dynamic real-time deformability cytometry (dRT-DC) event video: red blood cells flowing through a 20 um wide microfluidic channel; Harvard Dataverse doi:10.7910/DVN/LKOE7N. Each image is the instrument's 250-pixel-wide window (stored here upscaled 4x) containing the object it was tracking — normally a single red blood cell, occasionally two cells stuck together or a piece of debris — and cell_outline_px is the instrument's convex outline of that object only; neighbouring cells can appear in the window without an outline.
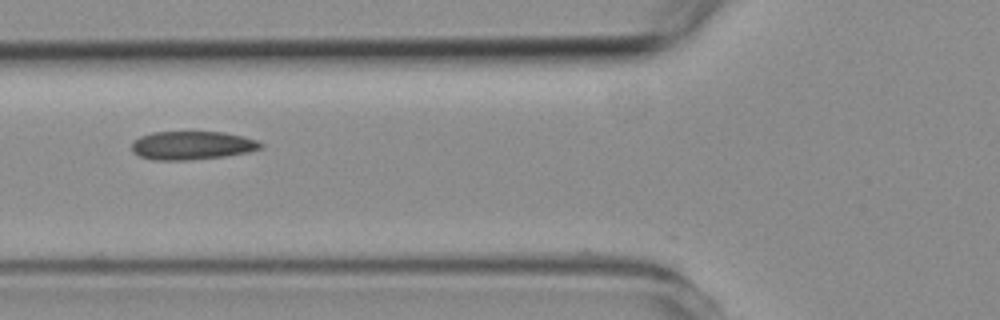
{"species": "common noctule bat (a hibernating species)", "species_latin": "Nyctalus noctula", "temperature_condition": "room temperature", "stored_images_in_passage": 8, "camera_frame_rate_fps": 3000, "um_per_image_px": 0.085, "animal": {"sex": "female", "body_mass_g": 19.3, "forearm_length_mm": 54.1}, "frame": {"image": 1, "passage_image": 4, "time_ms": 4.333, "image_size_px": [1000, 320], "cell_outline_px": [[264, 144], [260, 148], [248, 152], [224, 156], [188, 160], [152, 160], [140, 156], [132, 152], [132, 144], [140, 136], [152, 132], [224, 132], [244, 136], [256, 140]], "centroid_in_image_um": [16.32, 12.36], "position_along_channel_um": 109.5, "area_um2": 21.33}}
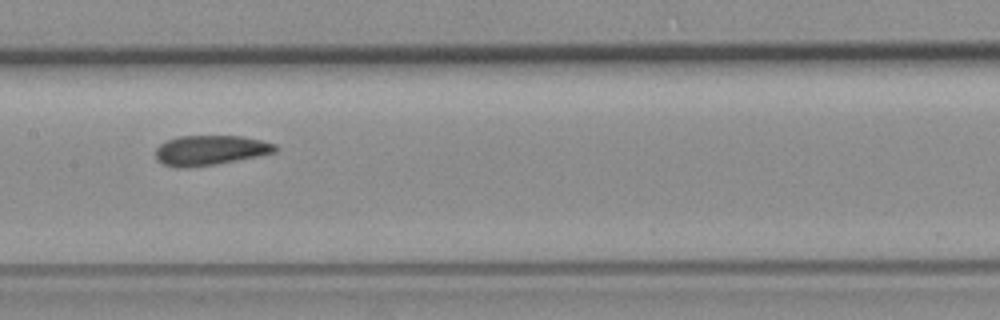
{"frame": {"image": 2, "passage_image": 6, "time_ms": 6.333, "image_size_px": [1000, 320], "cell_outline_px": [[280, 148], [276, 152], [216, 164], [184, 168], [176, 168], [164, 164], [156, 160], [156, 148], [160, 144], [168, 140], [180, 136], [244, 136], [276, 144]], "centroid_in_image_um": [17.87, 12.77], "position_along_channel_um": 189.5, "area_um2": 20.81}}
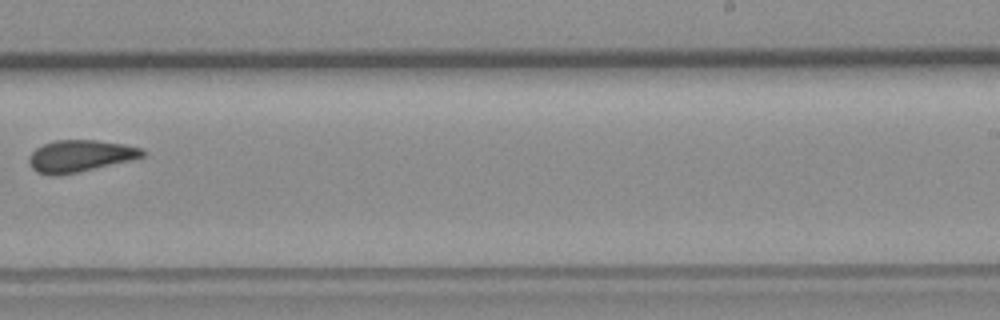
{"frame": {"image": 3, "passage_image": 8, "time_ms": 8.667, "image_size_px": [1000, 320], "cell_outline_px": [[144, 156], [132, 160], [76, 172], [56, 176], [48, 176], [36, 172], [32, 168], [28, 160], [28, 156], [36, 148], [44, 144], [56, 140], [96, 140], [124, 144], [140, 148], [144, 152]], "centroid_in_image_um": [6.76, 13.26], "position_along_channel_um": 282.2, "area_um2": 20.98}}